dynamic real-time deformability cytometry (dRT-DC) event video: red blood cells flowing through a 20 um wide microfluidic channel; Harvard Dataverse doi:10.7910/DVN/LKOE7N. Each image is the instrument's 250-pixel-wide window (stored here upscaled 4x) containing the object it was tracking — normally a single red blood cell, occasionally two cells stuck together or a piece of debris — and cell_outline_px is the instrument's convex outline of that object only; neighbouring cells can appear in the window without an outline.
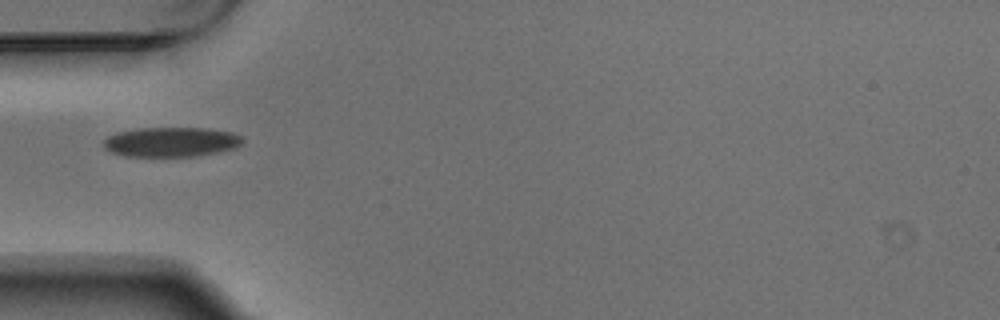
{"species": "Egyptian fruit bat (a non-hibernating species)", "species_latin": "Rousettus aegyptiacus", "temperature_condition": "warm", "stored_images_in_passage": 1, "camera_frame_rate_fps": 3000, "um_per_image_px": 0.085, "animal": {"sex": "male"}, "frame": {"image": 1, "passage_image": 1, "time_ms": 0.0, "image_size_px": [1000, 320], "cell_outline_px": [[244, 140], [236, 148], [220, 152], [200, 156], [124, 156], [112, 152], [104, 148], [104, 140], [108, 136], [120, 132], [140, 128], [208, 128], [232, 132], [240, 136]], "centroid_in_image_um": [14.59, 12.07], "position_along_channel_um": 70.4, "area_um2": 24.04}}